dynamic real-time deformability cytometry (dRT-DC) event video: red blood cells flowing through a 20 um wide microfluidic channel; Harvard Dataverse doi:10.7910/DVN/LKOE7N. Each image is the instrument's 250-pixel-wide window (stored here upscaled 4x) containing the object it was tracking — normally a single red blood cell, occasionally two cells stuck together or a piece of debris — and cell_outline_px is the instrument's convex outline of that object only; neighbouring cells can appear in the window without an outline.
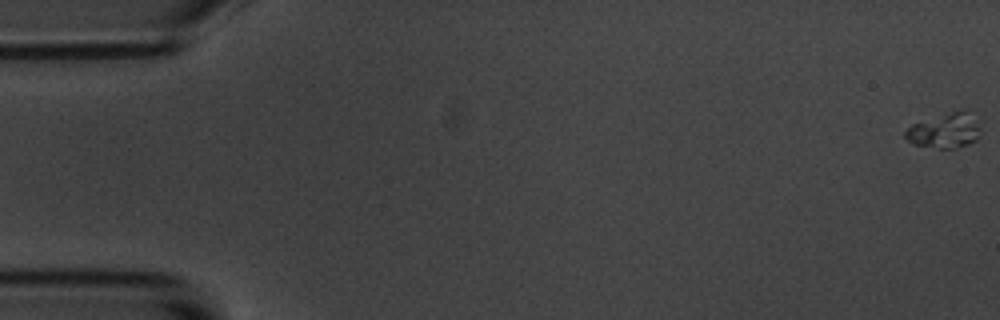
{"species": "common noctule bat (a hibernating species)", "species_latin": "Nyctalus noctula", "temperature_condition": "room temperature", "stored_images_in_passage": 6, "camera_frame_rate_fps": 3000, "um_per_image_px": 0.085, "animal": {"sex": "male", "body_mass_g": 20.1, "forearm_length_mm": 53.5}, "frame": {"image": 1, "passage_image": 1, "time_ms": 0.0, "image_size_px": [1000, 320], "cell_outline_px": [[980, 136], [976, 140], [968, 144], [956, 148], [940, 148], [912, 144], [904, 136], [904, 132], [912, 124], [952, 112], [968, 108], [980, 128]], "centroid_in_image_um": [80.33, 11.11], "position_along_channel_um": 4.7, "area_um2": 15.14}}
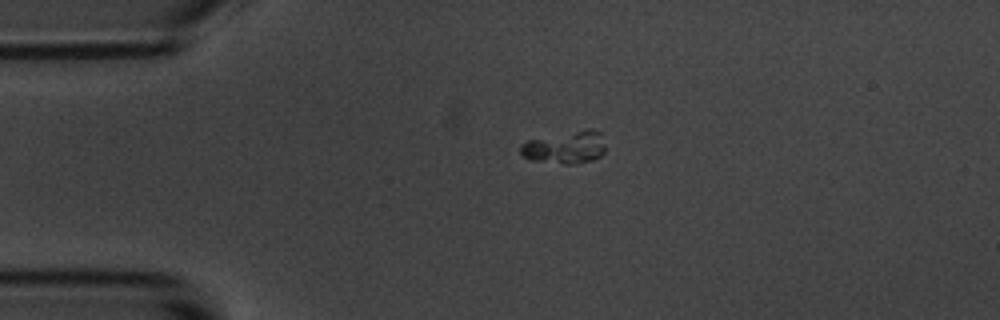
{"frame": {"image": 2, "passage_image": 4, "time_ms": 4.333, "image_size_px": [1000, 320], "cell_outline_px": [[604, 152], [600, 156], [592, 160], [576, 164], [564, 164], [532, 160], [524, 156], [520, 152], [520, 144], [528, 140], [588, 128], [592, 128], [600, 132], [604, 148]], "centroid_in_image_um": [48.05, 12.53], "position_along_channel_um": 37.0, "area_um2": 16.01}}